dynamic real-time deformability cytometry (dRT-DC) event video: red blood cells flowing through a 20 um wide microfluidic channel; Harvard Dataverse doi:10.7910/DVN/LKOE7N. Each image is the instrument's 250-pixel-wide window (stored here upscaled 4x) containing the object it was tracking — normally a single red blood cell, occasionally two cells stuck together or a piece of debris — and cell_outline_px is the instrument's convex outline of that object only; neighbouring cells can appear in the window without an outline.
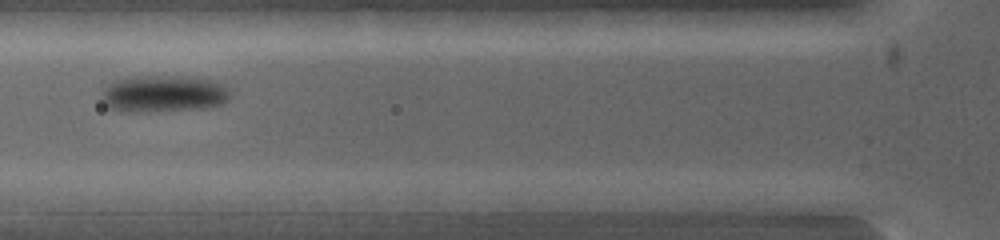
{"species": "common noctule bat (a hibernating species)", "species_latin": "Nyctalus noctula", "temperature_condition": "warm", "stored_images_in_passage": 9, "segment_of_instrument_passage": [2, 2], "camera_frame_rate_fps": 5000, "um_per_image_px": 0.085, "animal": {"sex": "female", "body_mass_g": 19.0, "forearm_length_mm": 53.3}, "frame": {"image": 1, "passage_image": 9, "time_ms": 1.2, "image_size_px": [1000, 240], "cell_outline_px": [[632, 200], [620, 212], [504, 212], [496, 200], [544, 192], [568, 192]], "centroid_in_image_um": [47.8, 17.27], "position_along_channel_um": 78.0, "area_um2": 15.55}}